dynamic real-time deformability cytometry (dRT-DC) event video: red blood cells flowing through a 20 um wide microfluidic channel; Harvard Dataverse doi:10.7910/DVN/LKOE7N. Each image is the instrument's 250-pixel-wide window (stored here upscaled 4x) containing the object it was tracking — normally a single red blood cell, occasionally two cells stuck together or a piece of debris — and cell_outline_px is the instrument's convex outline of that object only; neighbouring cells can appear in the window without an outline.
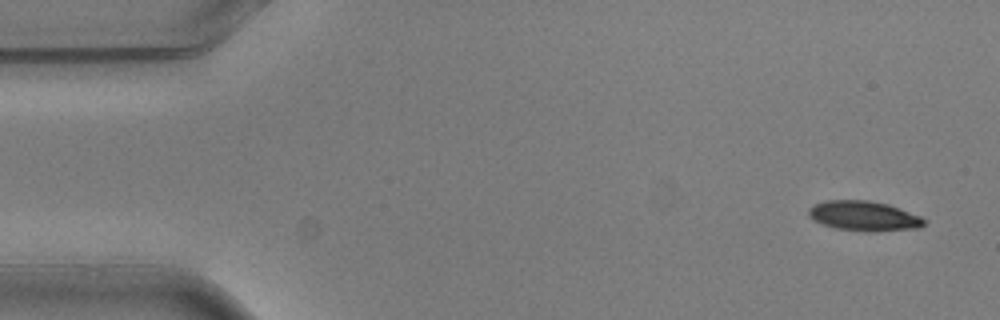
{"species": "common noctule bat (a hibernating species)", "species_latin": "Nyctalus noctula", "temperature_condition": "warm", "stored_images_in_passage": 2, "camera_frame_rate_fps": 3000, "um_per_image_px": 0.085, "animal": {"sex": "male", "body_mass_g": 20.5, "forearm_length_mm": 52.5}, "frame": {"image": 1, "passage_image": 2, "time_ms": 0.333, "image_size_px": [1000, 320], "cell_outline_px": [[928, 220], [920, 228], [876, 232], [868, 232], [836, 228], [812, 220], [808, 216], [808, 208], [812, 204], [824, 200], [868, 200], [888, 204], [900, 208], [920, 216]], "centroid_in_image_um": [73.43, 18.35], "position_along_channel_um": 11.6, "area_um2": 20.46}}